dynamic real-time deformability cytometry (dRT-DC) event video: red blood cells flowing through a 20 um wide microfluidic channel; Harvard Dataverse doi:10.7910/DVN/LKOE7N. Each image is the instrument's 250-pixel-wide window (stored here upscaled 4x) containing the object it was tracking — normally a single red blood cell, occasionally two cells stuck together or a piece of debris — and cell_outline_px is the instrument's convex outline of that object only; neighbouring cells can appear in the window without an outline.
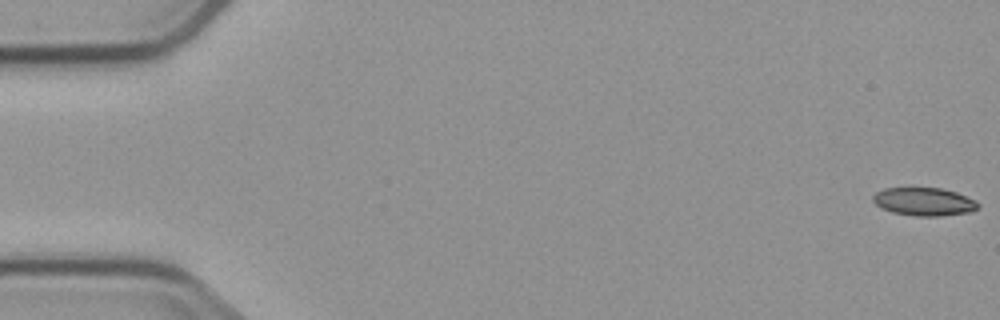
{"species": "common noctule bat (a hibernating species)", "species_latin": "Nyctalus noctula", "temperature_condition": "cold", "stored_images_in_passage": 5, "camera_frame_rate_fps": 3000, "um_per_image_px": 0.085, "animal": {"sex": "male", "body_mass_g": 23.1, "forearm_length_mm": 52.7}, "frame": {"image": 1, "passage_image": 1, "time_ms": 0.0, "image_size_px": [1000, 320], "cell_outline_px": [[980, 204], [972, 212], [940, 216], [916, 216], [892, 212], [880, 208], [872, 200], [872, 196], [876, 192], [884, 188], [940, 188], [956, 192], [976, 200]], "centroid_in_image_um": [78.54, 17.14], "position_along_channel_um": 6.5, "area_um2": 17.28}}